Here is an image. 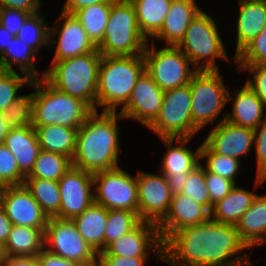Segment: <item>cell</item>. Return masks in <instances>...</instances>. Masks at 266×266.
Masks as SVG:
<instances>
[{"label":"cell","instance_id":"cell-1","mask_svg":"<svg viewBox=\"0 0 266 266\" xmlns=\"http://www.w3.org/2000/svg\"><path fill=\"white\" fill-rule=\"evenodd\" d=\"M163 246V260L169 266H254L245 254L234 257L248 248L236 226L211 218L176 230Z\"/></svg>","mask_w":266,"mask_h":266},{"label":"cell","instance_id":"cell-2","mask_svg":"<svg viewBox=\"0 0 266 266\" xmlns=\"http://www.w3.org/2000/svg\"><path fill=\"white\" fill-rule=\"evenodd\" d=\"M118 112L93 111L79 127L72 166L91 173L118 167Z\"/></svg>","mask_w":266,"mask_h":266},{"label":"cell","instance_id":"cell-3","mask_svg":"<svg viewBox=\"0 0 266 266\" xmlns=\"http://www.w3.org/2000/svg\"><path fill=\"white\" fill-rule=\"evenodd\" d=\"M102 55L96 49L83 55L52 61L42 75L58 91L78 98L96 111V90Z\"/></svg>","mask_w":266,"mask_h":266},{"label":"cell","instance_id":"cell-4","mask_svg":"<svg viewBox=\"0 0 266 266\" xmlns=\"http://www.w3.org/2000/svg\"><path fill=\"white\" fill-rule=\"evenodd\" d=\"M145 72L143 54L136 56H102L96 90V111L116 112L119 105H125L132 90Z\"/></svg>","mask_w":266,"mask_h":266},{"label":"cell","instance_id":"cell-5","mask_svg":"<svg viewBox=\"0 0 266 266\" xmlns=\"http://www.w3.org/2000/svg\"><path fill=\"white\" fill-rule=\"evenodd\" d=\"M29 86L35 90L32 126L79 128L93 112L85 102L58 91L44 78L32 80Z\"/></svg>","mask_w":266,"mask_h":266},{"label":"cell","instance_id":"cell-6","mask_svg":"<svg viewBox=\"0 0 266 266\" xmlns=\"http://www.w3.org/2000/svg\"><path fill=\"white\" fill-rule=\"evenodd\" d=\"M147 43L139 29L133 3L130 0H114L97 50L102 56H136L144 53Z\"/></svg>","mask_w":266,"mask_h":266},{"label":"cell","instance_id":"cell-7","mask_svg":"<svg viewBox=\"0 0 266 266\" xmlns=\"http://www.w3.org/2000/svg\"><path fill=\"white\" fill-rule=\"evenodd\" d=\"M176 46L188 57L193 67H197L196 70H218V57L229 61L215 21L202 10L191 21Z\"/></svg>","mask_w":266,"mask_h":266},{"label":"cell","instance_id":"cell-8","mask_svg":"<svg viewBox=\"0 0 266 266\" xmlns=\"http://www.w3.org/2000/svg\"><path fill=\"white\" fill-rule=\"evenodd\" d=\"M193 136L208 123H213L228 103V89L218 70H196L189 83Z\"/></svg>","mask_w":266,"mask_h":266},{"label":"cell","instance_id":"cell-9","mask_svg":"<svg viewBox=\"0 0 266 266\" xmlns=\"http://www.w3.org/2000/svg\"><path fill=\"white\" fill-rule=\"evenodd\" d=\"M151 46L147 43L143 53L145 71L162 90L190 83L196 70L191 72V61L179 47L166 45L157 50L154 43Z\"/></svg>","mask_w":266,"mask_h":266},{"label":"cell","instance_id":"cell-10","mask_svg":"<svg viewBox=\"0 0 266 266\" xmlns=\"http://www.w3.org/2000/svg\"><path fill=\"white\" fill-rule=\"evenodd\" d=\"M191 103L189 84L166 90L160 113L148 128L158 134L159 138H192Z\"/></svg>","mask_w":266,"mask_h":266},{"label":"cell","instance_id":"cell-11","mask_svg":"<svg viewBox=\"0 0 266 266\" xmlns=\"http://www.w3.org/2000/svg\"><path fill=\"white\" fill-rule=\"evenodd\" d=\"M45 247H48L47 251L82 266L98 265V253L81 237L71 219H48L44 231Z\"/></svg>","mask_w":266,"mask_h":266},{"label":"cell","instance_id":"cell-12","mask_svg":"<svg viewBox=\"0 0 266 266\" xmlns=\"http://www.w3.org/2000/svg\"><path fill=\"white\" fill-rule=\"evenodd\" d=\"M94 202L106 209L138 214L137 181L119 166L93 173ZM96 191V193H95Z\"/></svg>","mask_w":266,"mask_h":266},{"label":"cell","instance_id":"cell-13","mask_svg":"<svg viewBox=\"0 0 266 266\" xmlns=\"http://www.w3.org/2000/svg\"><path fill=\"white\" fill-rule=\"evenodd\" d=\"M58 183L61 203L56 218L72 220L94 202L93 173L71 166Z\"/></svg>","mask_w":266,"mask_h":266},{"label":"cell","instance_id":"cell-14","mask_svg":"<svg viewBox=\"0 0 266 266\" xmlns=\"http://www.w3.org/2000/svg\"><path fill=\"white\" fill-rule=\"evenodd\" d=\"M136 181L140 219L158 224L166 216L173 195L165 176L139 170Z\"/></svg>","mask_w":266,"mask_h":266},{"label":"cell","instance_id":"cell-15","mask_svg":"<svg viewBox=\"0 0 266 266\" xmlns=\"http://www.w3.org/2000/svg\"><path fill=\"white\" fill-rule=\"evenodd\" d=\"M0 206L13 225L45 231L49 218L24 184L0 187Z\"/></svg>","mask_w":266,"mask_h":266},{"label":"cell","instance_id":"cell-16","mask_svg":"<svg viewBox=\"0 0 266 266\" xmlns=\"http://www.w3.org/2000/svg\"><path fill=\"white\" fill-rule=\"evenodd\" d=\"M163 247L157 224L142 221L135 229L113 241L98 254L148 258L150 250H154L153 255L163 260ZM147 249L150 250L147 252Z\"/></svg>","mask_w":266,"mask_h":266},{"label":"cell","instance_id":"cell-17","mask_svg":"<svg viewBox=\"0 0 266 266\" xmlns=\"http://www.w3.org/2000/svg\"><path fill=\"white\" fill-rule=\"evenodd\" d=\"M164 92L145 71L136 82L129 100L118 113L123 118H133L148 128L160 113Z\"/></svg>","mask_w":266,"mask_h":266},{"label":"cell","instance_id":"cell-18","mask_svg":"<svg viewBox=\"0 0 266 266\" xmlns=\"http://www.w3.org/2000/svg\"><path fill=\"white\" fill-rule=\"evenodd\" d=\"M58 19L65 20L64 23L61 24V27L58 28V26H53L49 28V45H57L52 61L76 57L93 52L97 49V46L88 37L85 29L74 14L61 11V15ZM56 35H58L57 41L51 39L55 38Z\"/></svg>","mask_w":266,"mask_h":266},{"label":"cell","instance_id":"cell-19","mask_svg":"<svg viewBox=\"0 0 266 266\" xmlns=\"http://www.w3.org/2000/svg\"><path fill=\"white\" fill-rule=\"evenodd\" d=\"M211 218V212L193 198L173 194L166 216L157 224L163 243L180 228L205 223Z\"/></svg>","mask_w":266,"mask_h":266},{"label":"cell","instance_id":"cell-20","mask_svg":"<svg viewBox=\"0 0 266 266\" xmlns=\"http://www.w3.org/2000/svg\"><path fill=\"white\" fill-rule=\"evenodd\" d=\"M214 153L240 160L254 143V130L226 120L219 121L203 141Z\"/></svg>","mask_w":266,"mask_h":266},{"label":"cell","instance_id":"cell-21","mask_svg":"<svg viewBox=\"0 0 266 266\" xmlns=\"http://www.w3.org/2000/svg\"><path fill=\"white\" fill-rule=\"evenodd\" d=\"M230 94L231 92L228 91L227 101L234 99L232 114L226 113L223 121L255 130L266 118L264 103L247 83L236 92L235 98L230 97Z\"/></svg>","mask_w":266,"mask_h":266},{"label":"cell","instance_id":"cell-22","mask_svg":"<svg viewBox=\"0 0 266 266\" xmlns=\"http://www.w3.org/2000/svg\"><path fill=\"white\" fill-rule=\"evenodd\" d=\"M200 11L195 0H172L162 27L153 38L165 40L167 45L176 46Z\"/></svg>","mask_w":266,"mask_h":266},{"label":"cell","instance_id":"cell-23","mask_svg":"<svg viewBox=\"0 0 266 266\" xmlns=\"http://www.w3.org/2000/svg\"><path fill=\"white\" fill-rule=\"evenodd\" d=\"M3 144L14 154L20 170L27 176L41 151L33 126L8 129Z\"/></svg>","mask_w":266,"mask_h":266},{"label":"cell","instance_id":"cell-24","mask_svg":"<svg viewBox=\"0 0 266 266\" xmlns=\"http://www.w3.org/2000/svg\"><path fill=\"white\" fill-rule=\"evenodd\" d=\"M238 1L240 9L237 19V46L235 55L266 26V0Z\"/></svg>","mask_w":266,"mask_h":266},{"label":"cell","instance_id":"cell-25","mask_svg":"<svg viewBox=\"0 0 266 266\" xmlns=\"http://www.w3.org/2000/svg\"><path fill=\"white\" fill-rule=\"evenodd\" d=\"M167 147V152L163 156L161 173L163 175H182V173H189L194 170L201 163V145L195 153L185 146V143L191 138H160ZM180 145L174 146V141ZM173 145V146H172Z\"/></svg>","mask_w":266,"mask_h":266},{"label":"cell","instance_id":"cell-26","mask_svg":"<svg viewBox=\"0 0 266 266\" xmlns=\"http://www.w3.org/2000/svg\"><path fill=\"white\" fill-rule=\"evenodd\" d=\"M107 218L108 209L93 202L85 211L72 219L81 237L97 253L104 250V232Z\"/></svg>","mask_w":266,"mask_h":266},{"label":"cell","instance_id":"cell-27","mask_svg":"<svg viewBox=\"0 0 266 266\" xmlns=\"http://www.w3.org/2000/svg\"><path fill=\"white\" fill-rule=\"evenodd\" d=\"M257 194L235 186L211 210V219L224 224L236 225L243 214L251 207Z\"/></svg>","mask_w":266,"mask_h":266},{"label":"cell","instance_id":"cell-28","mask_svg":"<svg viewBox=\"0 0 266 266\" xmlns=\"http://www.w3.org/2000/svg\"><path fill=\"white\" fill-rule=\"evenodd\" d=\"M33 128L41 150L60 153L72 160L79 128H69L55 124L33 126Z\"/></svg>","mask_w":266,"mask_h":266},{"label":"cell","instance_id":"cell-29","mask_svg":"<svg viewBox=\"0 0 266 266\" xmlns=\"http://www.w3.org/2000/svg\"><path fill=\"white\" fill-rule=\"evenodd\" d=\"M235 226L248 248L256 246L266 234V195H257Z\"/></svg>","mask_w":266,"mask_h":266},{"label":"cell","instance_id":"cell-30","mask_svg":"<svg viewBox=\"0 0 266 266\" xmlns=\"http://www.w3.org/2000/svg\"><path fill=\"white\" fill-rule=\"evenodd\" d=\"M3 249L5 256L36 257L44 249V232L38 228L13 225Z\"/></svg>","mask_w":266,"mask_h":266},{"label":"cell","instance_id":"cell-31","mask_svg":"<svg viewBox=\"0 0 266 266\" xmlns=\"http://www.w3.org/2000/svg\"><path fill=\"white\" fill-rule=\"evenodd\" d=\"M134 7L140 31L147 39L160 31L172 0H130Z\"/></svg>","mask_w":266,"mask_h":266},{"label":"cell","instance_id":"cell-32","mask_svg":"<svg viewBox=\"0 0 266 266\" xmlns=\"http://www.w3.org/2000/svg\"><path fill=\"white\" fill-rule=\"evenodd\" d=\"M36 55L37 53L30 46L15 36L0 55V68L1 70L14 71L12 68L14 63L20 68L21 74H26L32 80L38 79L37 72L39 70L35 68L34 64Z\"/></svg>","mask_w":266,"mask_h":266},{"label":"cell","instance_id":"cell-33","mask_svg":"<svg viewBox=\"0 0 266 266\" xmlns=\"http://www.w3.org/2000/svg\"><path fill=\"white\" fill-rule=\"evenodd\" d=\"M112 3L88 5L73 13L96 46L103 40Z\"/></svg>","mask_w":266,"mask_h":266},{"label":"cell","instance_id":"cell-34","mask_svg":"<svg viewBox=\"0 0 266 266\" xmlns=\"http://www.w3.org/2000/svg\"><path fill=\"white\" fill-rule=\"evenodd\" d=\"M24 185L48 218L56 217L59 214L61 194L58 181L25 178Z\"/></svg>","mask_w":266,"mask_h":266},{"label":"cell","instance_id":"cell-35","mask_svg":"<svg viewBox=\"0 0 266 266\" xmlns=\"http://www.w3.org/2000/svg\"><path fill=\"white\" fill-rule=\"evenodd\" d=\"M72 166L69 157L41 150L33 169L25 178H38L58 181Z\"/></svg>","mask_w":266,"mask_h":266},{"label":"cell","instance_id":"cell-36","mask_svg":"<svg viewBox=\"0 0 266 266\" xmlns=\"http://www.w3.org/2000/svg\"><path fill=\"white\" fill-rule=\"evenodd\" d=\"M142 220L135 212L121 209L108 210L104 232V249L121 236L135 229Z\"/></svg>","mask_w":266,"mask_h":266},{"label":"cell","instance_id":"cell-37","mask_svg":"<svg viewBox=\"0 0 266 266\" xmlns=\"http://www.w3.org/2000/svg\"><path fill=\"white\" fill-rule=\"evenodd\" d=\"M39 12L31 14L18 31L16 37L30 46L37 54L40 47L49 46V26Z\"/></svg>","mask_w":266,"mask_h":266},{"label":"cell","instance_id":"cell-38","mask_svg":"<svg viewBox=\"0 0 266 266\" xmlns=\"http://www.w3.org/2000/svg\"><path fill=\"white\" fill-rule=\"evenodd\" d=\"M34 111V91L29 95L20 96L12 101L10 106L2 113L7 127L21 128L32 126Z\"/></svg>","mask_w":266,"mask_h":266},{"label":"cell","instance_id":"cell-39","mask_svg":"<svg viewBox=\"0 0 266 266\" xmlns=\"http://www.w3.org/2000/svg\"><path fill=\"white\" fill-rule=\"evenodd\" d=\"M206 158L205 169L216 175L232 180L235 184L240 160L214 153L204 142L201 144V159Z\"/></svg>","mask_w":266,"mask_h":266},{"label":"cell","instance_id":"cell-40","mask_svg":"<svg viewBox=\"0 0 266 266\" xmlns=\"http://www.w3.org/2000/svg\"><path fill=\"white\" fill-rule=\"evenodd\" d=\"M32 79L22 73V77L14 70H0V113H3L12 101L16 100L18 90L23 85H30Z\"/></svg>","mask_w":266,"mask_h":266},{"label":"cell","instance_id":"cell-41","mask_svg":"<svg viewBox=\"0 0 266 266\" xmlns=\"http://www.w3.org/2000/svg\"><path fill=\"white\" fill-rule=\"evenodd\" d=\"M181 194L193 198L210 211V197L206 185L205 168L201 164L188 173L187 182Z\"/></svg>","mask_w":266,"mask_h":266},{"label":"cell","instance_id":"cell-42","mask_svg":"<svg viewBox=\"0 0 266 266\" xmlns=\"http://www.w3.org/2000/svg\"><path fill=\"white\" fill-rule=\"evenodd\" d=\"M25 177L14 154L4 144H0V187L23 185Z\"/></svg>","mask_w":266,"mask_h":266},{"label":"cell","instance_id":"cell-43","mask_svg":"<svg viewBox=\"0 0 266 266\" xmlns=\"http://www.w3.org/2000/svg\"><path fill=\"white\" fill-rule=\"evenodd\" d=\"M234 56L236 64H266V26Z\"/></svg>","mask_w":266,"mask_h":266},{"label":"cell","instance_id":"cell-44","mask_svg":"<svg viewBox=\"0 0 266 266\" xmlns=\"http://www.w3.org/2000/svg\"><path fill=\"white\" fill-rule=\"evenodd\" d=\"M257 176L255 186L259 187L266 180V118L254 130Z\"/></svg>","mask_w":266,"mask_h":266},{"label":"cell","instance_id":"cell-45","mask_svg":"<svg viewBox=\"0 0 266 266\" xmlns=\"http://www.w3.org/2000/svg\"><path fill=\"white\" fill-rule=\"evenodd\" d=\"M205 179L207 189L209 191L211 212L213 205L218 201L222 200L235 186V183L232 180L224 178L220 175L208 172L206 169Z\"/></svg>","mask_w":266,"mask_h":266},{"label":"cell","instance_id":"cell-46","mask_svg":"<svg viewBox=\"0 0 266 266\" xmlns=\"http://www.w3.org/2000/svg\"><path fill=\"white\" fill-rule=\"evenodd\" d=\"M240 68L254 72V80L248 79L246 83L266 106V64H240Z\"/></svg>","mask_w":266,"mask_h":266},{"label":"cell","instance_id":"cell-47","mask_svg":"<svg viewBox=\"0 0 266 266\" xmlns=\"http://www.w3.org/2000/svg\"><path fill=\"white\" fill-rule=\"evenodd\" d=\"M30 15V13L21 10L0 7V24L16 36Z\"/></svg>","mask_w":266,"mask_h":266},{"label":"cell","instance_id":"cell-48","mask_svg":"<svg viewBox=\"0 0 266 266\" xmlns=\"http://www.w3.org/2000/svg\"><path fill=\"white\" fill-rule=\"evenodd\" d=\"M147 258L98 254V266H145Z\"/></svg>","mask_w":266,"mask_h":266},{"label":"cell","instance_id":"cell-49","mask_svg":"<svg viewBox=\"0 0 266 266\" xmlns=\"http://www.w3.org/2000/svg\"><path fill=\"white\" fill-rule=\"evenodd\" d=\"M38 266H82L81 264L55 255L44 248L36 256Z\"/></svg>","mask_w":266,"mask_h":266},{"label":"cell","instance_id":"cell-50","mask_svg":"<svg viewBox=\"0 0 266 266\" xmlns=\"http://www.w3.org/2000/svg\"><path fill=\"white\" fill-rule=\"evenodd\" d=\"M40 0H0V7L21 10L30 14L39 12Z\"/></svg>","mask_w":266,"mask_h":266},{"label":"cell","instance_id":"cell-51","mask_svg":"<svg viewBox=\"0 0 266 266\" xmlns=\"http://www.w3.org/2000/svg\"><path fill=\"white\" fill-rule=\"evenodd\" d=\"M113 1L114 0H67L63 6L62 11L73 14L75 11L88 5L99 4L102 2H113Z\"/></svg>","mask_w":266,"mask_h":266},{"label":"cell","instance_id":"cell-52","mask_svg":"<svg viewBox=\"0 0 266 266\" xmlns=\"http://www.w3.org/2000/svg\"><path fill=\"white\" fill-rule=\"evenodd\" d=\"M2 266H38V262L32 256H5Z\"/></svg>","mask_w":266,"mask_h":266},{"label":"cell","instance_id":"cell-53","mask_svg":"<svg viewBox=\"0 0 266 266\" xmlns=\"http://www.w3.org/2000/svg\"><path fill=\"white\" fill-rule=\"evenodd\" d=\"M172 194L181 193L187 182L188 173L182 175H164Z\"/></svg>","mask_w":266,"mask_h":266},{"label":"cell","instance_id":"cell-54","mask_svg":"<svg viewBox=\"0 0 266 266\" xmlns=\"http://www.w3.org/2000/svg\"><path fill=\"white\" fill-rule=\"evenodd\" d=\"M13 224L0 206V245L3 246L10 234Z\"/></svg>","mask_w":266,"mask_h":266},{"label":"cell","instance_id":"cell-55","mask_svg":"<svg viewBox=\"0 0 266 266\" xmlns=\"http://www.w3.org/2000/svg\"><path fill=\"white\" fill-rule=\"evenodd\" d=\"M15 36L10 33L8 29H5L4 26L0 24V55L5 51L7 45L10 44V40H12Z\"/></svg>","mask_w":266,"mask_h":266},{"label":"cell","instance_id":"cell-56","mask_svg":"<svg viewBox=\"0 0 266 266\" xmlns=\"http://www.w3.org/2000/svg\"><path fill=\"white\" fill-rule=\"evenodd\" d=\"M8 127L5 119L3 118L2 113H0V144H3L4 138L7 135Z\"/></svg>","mask_w":266,"mask_h":266},{"label":"cell","instance_id":"cell-57","mask_svg":"<svg viewBox=\"0 0 266 266\" xmlns=\"http://www.w3.org/2000/svg\"><path fill=\"white\" fill-rule=\"evenodd\" d=\"M4 258H5V252L3 246L0 245V266L3 265Z\"/></svg>","mask_w":266,"mask_h":266},{"label":"cell","instance_id":"cell-58","mask_svg":"<svg viewBox=\"0 0 266 266\" xmlns=\"http://www.w3.org/2000/svg\"><path fill=\"white\" fill-rule=\"evenodd\" d=\"M263 243L264 244L266 243V234L264 235V237L260 240V242L256 246L262 245Z\"/></svg>","mask_w":266,"mask_h":266}]
</instances>
